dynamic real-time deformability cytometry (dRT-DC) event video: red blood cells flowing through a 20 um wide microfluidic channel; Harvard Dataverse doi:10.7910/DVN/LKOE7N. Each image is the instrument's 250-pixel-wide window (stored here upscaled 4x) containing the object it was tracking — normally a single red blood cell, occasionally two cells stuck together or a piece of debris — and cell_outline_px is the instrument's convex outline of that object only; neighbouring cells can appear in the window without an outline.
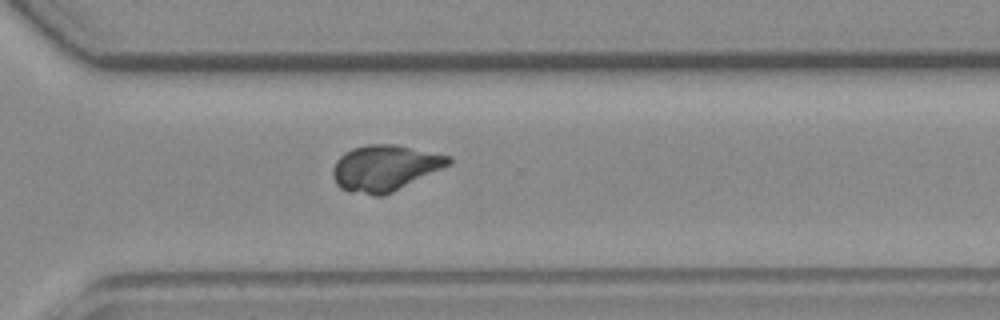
{"species": "common noctule bat (a hibernating species)", "species_latin": "Nyctalus noctula", "temperature_condition": "room temperature", "stored_images_in_passage": 39, "camera_frame_rate_fps": 3000, "um_per_image_px": 0.085, "animal": {"sex": "female", "body_mass_g": 19.3, "forearm_length_mm": 54.1}, "frame": {"image": 1, "passage_image": 30, "time_ms": 9.667, "image_size_px": [1000, 320], "cell_outline_px": [[452, 164], [384, 196], [372, 196], [348, 192], [340, 188], [336, 184], [332, 176], [332, 168], [336, 160], [344, 152], [352, 148], [368, 144], [392, 144], [452, 156]], "centroid_in_image_um": [32.69, 14.29], "position_along_channel_um": 337.9, "area_um2": 31.33}}
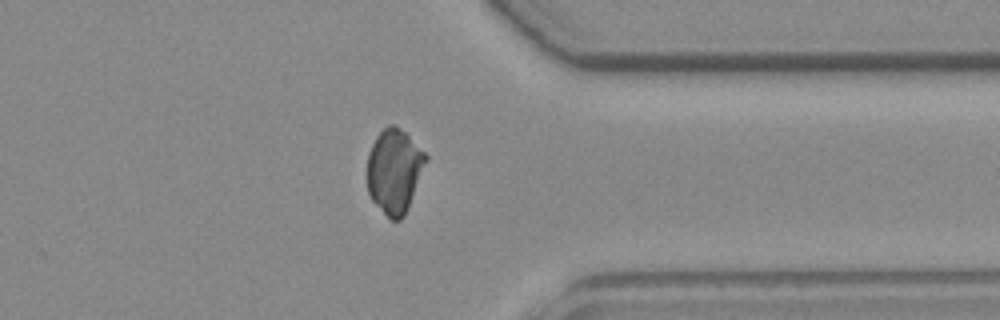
{"frame": {"image": 2, "passage_image": 34, "time_ms": 11.0, "image_size_px": [1000, 320], "cell_outline_px": [[428, 160], [404, 216], [400, 220], [392, 220], [372, 200], [368, 192], [368, 152], [376, 136], [388, 124], [396, 124], [428, 156]], "centroid_in_image_um": [33.52, 14.51], "position_along_channel_um": 377.9, "area_um2": 28.5}}